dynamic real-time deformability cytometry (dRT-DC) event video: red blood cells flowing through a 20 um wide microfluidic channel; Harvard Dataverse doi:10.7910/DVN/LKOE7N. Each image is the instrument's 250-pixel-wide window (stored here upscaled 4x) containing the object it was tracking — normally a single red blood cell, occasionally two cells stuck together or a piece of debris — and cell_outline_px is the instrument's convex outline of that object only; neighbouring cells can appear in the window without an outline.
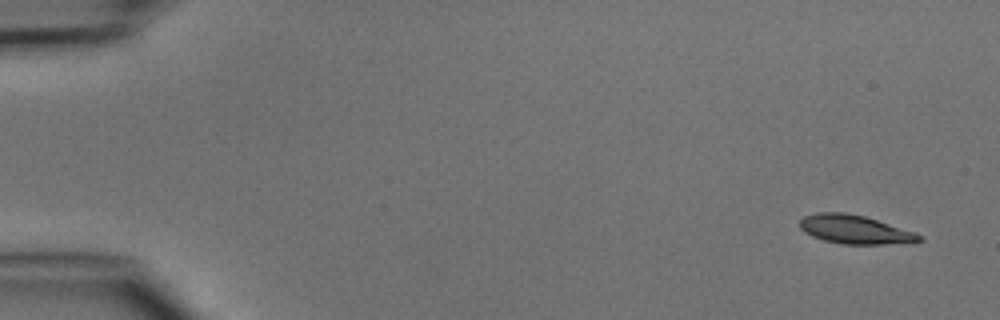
{"species": "common noctule bat (a hibernating species)", "species_latin": "Nyctalus noctula", "temperature_condition": "cold", "stored_images_in_passage": 6, "camera_frame_rate_fps": 3000, "um_per_image_px": 0.085, "animal": {"sex": "male", "body_mass_g": 15.6}, "frame": {"image": 1, "passage_image": 1, "time_ms": 0.0, "image_size_px": [1000, 320], "cell_outline_px": [[924, 240], [912, 244], [844, 244], [824, 240], [812, 236], [804, 232], [800, 228], [800, 220], [804, 216], [816, 212], [844, 212], [864, 216], [916, 232], [924, 236]], "centroid_in_image_um": [72.74, 19.52], "position_along_channel_um": 12.3, "area_um2": 20.29}}
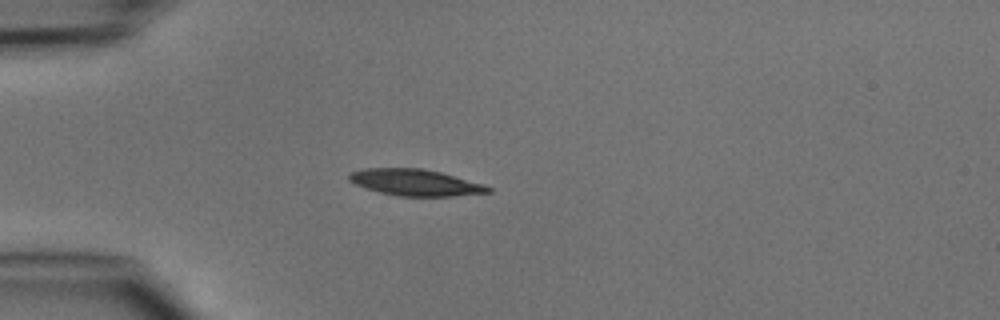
{"frame": {"image": 2, "passage_image": 4, "time_ms": 3.667, "image_size_px": [1000, 320], "cell_outline_px": [[492, 192], [452, 196], [396, 196], [380, 192], [356, 184], [348, 180], [348, 176], [352, 172], [364, 168], [424, 168], [440, 172], [484, 184], [492, 188]], "centroid_in_image_um": [35.32, 15.51], "position_along_channel_um": 49.7, "area_um2": 21.33}}